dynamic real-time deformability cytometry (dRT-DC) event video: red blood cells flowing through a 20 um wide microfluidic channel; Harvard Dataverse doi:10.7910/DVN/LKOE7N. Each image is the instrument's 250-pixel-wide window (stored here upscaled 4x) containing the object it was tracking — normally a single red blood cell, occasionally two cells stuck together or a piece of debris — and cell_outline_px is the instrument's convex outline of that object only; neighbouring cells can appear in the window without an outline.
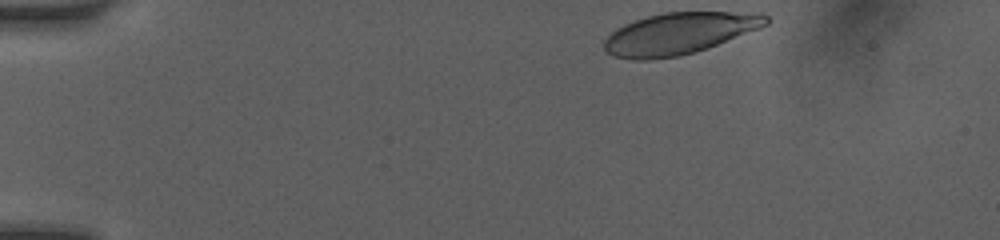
{"species": "human", "species_latin": "Homo sapiens", "temperature_condition": "room temperature", "stored_images_in_passage": 28, "camera_frame_rate_fps": 3000, "um_per_image_px": 0.085, "donor": {"sex": "female"}, "frame": {"image": 1, "passage_image": 1, "time_ms": 0.0, "image_size_px": [1000, 240], "cell_outline_px": [[772, 20], [768, 24], [760, 28], [708, 48], [680, 56], [648, 60], [636, 60], [612, 56], [604, 48], [604, 40], [616, 28], [624, 24], [648, 16], [664, 12], [764, 12]], "centroid_in_image_um": [57.78, 2.84], "position_along_channel_um": 27.2, "area_um2": 39.48}}
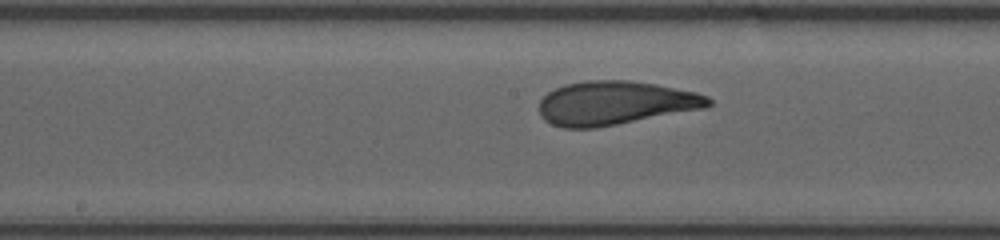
{"frame": {"image": 2, "passage_image": 16, "time_ms": 6.333, "image_size_px": [1000, 240], "cell_outline_px": [[712, 104], [704, 108], [596, 128], [564, 128], [552, 124], [544, 120], [540, 116], [540, 100], [548, 92], [564, 84], [584, 80], [628, 80], [656, 84], [696, 92], [708, 96], [712, 100]], "centroid_in_image_um": [52.27, 8.75], "position_along_channel_um": 195.9, "area_um2": 43.18}}
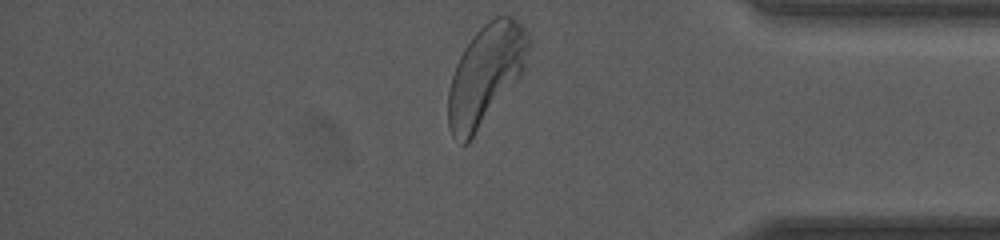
{"frame": {"image": 3, "passage_image": 28, "time_ms": 11.667, "image_size_px": [1000, 240], "cell_outline_px": [[532, 44], [524, 68], [520, 76], [468, 144], [460, 144], [452, 136], [448, 124], [448, 92], [452, 76], [456, 64], [464, 48], [476, 32], [488, 20], [504, 12], [512, 16], [524, 28], [532, 40]], "centroid_in_image_um": [41.3, 6.31], "position_along_channel_um": 393.9, "area_um2": 46.88}, "authors_computed_cell_mechanics": {"area_um2": 42.1651, "velocity_mm_per_s": 4.0645, "shape_relaxation_time_tau1_ms": 2.8606, "shape_relaxation_time_tau2_ms": 0.8562, "deformation_change_tau1": 0.148, "deformation_change_tau2": 0.0759}}